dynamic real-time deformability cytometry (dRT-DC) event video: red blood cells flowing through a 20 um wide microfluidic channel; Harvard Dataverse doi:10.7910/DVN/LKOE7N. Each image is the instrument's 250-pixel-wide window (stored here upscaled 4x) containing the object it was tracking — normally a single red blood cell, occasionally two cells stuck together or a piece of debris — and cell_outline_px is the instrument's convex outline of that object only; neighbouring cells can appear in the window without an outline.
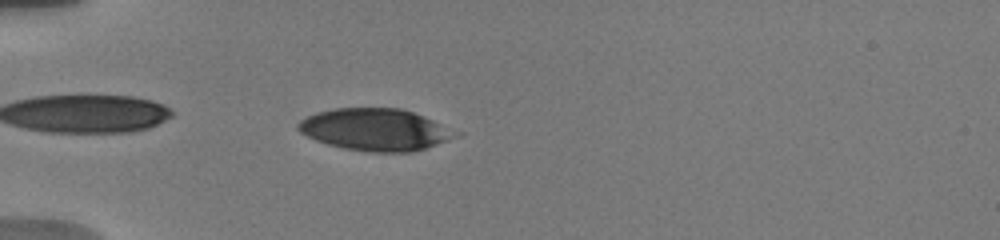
{"species": "human", "species_latin": "Homo sapiens", "temperature_condition": "warm", "stored_images_in_passage": 42, "camera_frame_rate_fps": 3000, "um_per_image_px": 0.085, "donor": {"sex": "male"}, "frame": {"image": 1, "passage_image": 5, "time_ms": 1.667, "image_size_px": [1000, 240], "cell_outline_px": [[464, 132], [460, 136], [412, 152], [368, 152], [344, 148], [328, 144], [316, 140], [300, 132], [296, 128], [296, 124], [300, 120], [316, 112], [336, 108], [400, 108], [424, 116]], "centroid_in_image_um": [31.95, 11.01], "position_along_channel_um": 53.1, "area_um2": 38.78}}
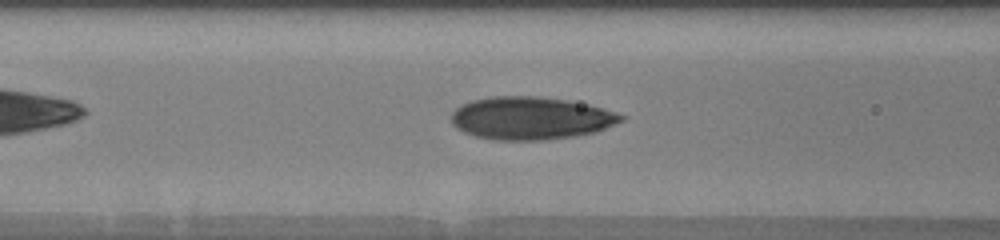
{"frame": {"image": 2, "passage_image": 11, "time_ms": 4.0, "image_size_px": [1000, 240], "cell_outline_px": [[624, 120], [596, 132], [576, 136], [548, 140], [496, 140], [476, 136], [464, 132], [456, 128], [452, 124], [452, 112], [460, 104], [472, 100], [492, 96], [536, 96], [568, 100], [588, 104], [616, 112], [624, 116]], "centroid_in_image_um": [45.11, 10.04], "position_along_channel_um": 121.5, "area_um2": 42.48}}
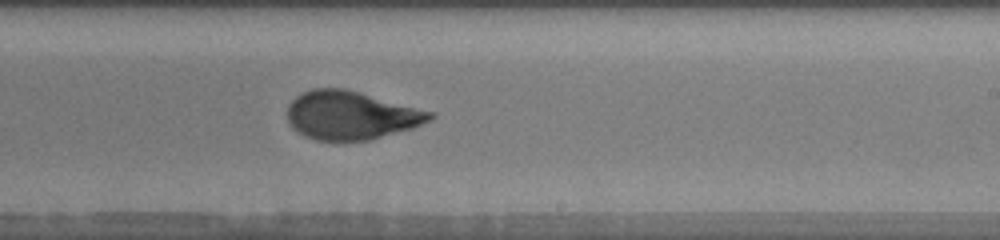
{"frame": {"image": 3, "passage_image": 22, "time_ms": 7.667, "image_size_px": [1000, 240], "cell_outline_px": [[436, 116], [432, 120], [412, 128], [368, 140], [344, 144], [316, 140], [304, 136], [292, 128], [288, 120], [288, 104], [296, 96], [312, 88], [344, 88], [436, 112]], "centroid_in_image_um": [29.84, 9.83], "position_along_channel_um": 259.2, "area_um2": 41.04}, "authors_computed_cell_mechanics": {"area_um2": 40.0554, "velocity_mm_per_s": 3.7642, "shape_relaxation_time_tau1_ms": 6.7973, "shape_relaxation_time_tau2_ms": 0.9214, "deformation_change_tau1": 0.249, "deformation_change_tau2": 0.0691}}